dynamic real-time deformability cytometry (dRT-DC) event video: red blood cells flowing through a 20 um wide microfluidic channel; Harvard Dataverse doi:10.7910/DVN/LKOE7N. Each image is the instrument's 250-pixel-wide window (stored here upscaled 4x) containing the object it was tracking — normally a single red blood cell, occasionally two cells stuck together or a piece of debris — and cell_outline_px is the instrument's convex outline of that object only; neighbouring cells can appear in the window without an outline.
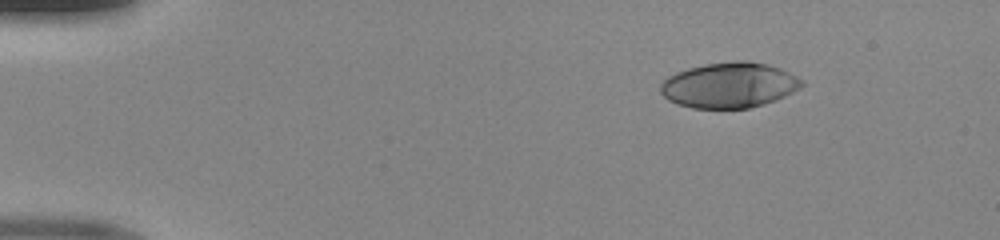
{"species": "human", "species_latin": "Homo sapiens", "temperature_condition": "room temperature", "stored_images_in_passage": 43, "camera_frame_rate_fps": 3000, "um_per_image_px": 0.085, "donor": {"sex": "male"}, "frame": {"image": 1, "passage_image": 1, "time_ms": 0.0, "image_size_px": [1000, 240], "cell_outline_px": [[804, 84], [800, 88], [784, 96], [764, 104], [748, 108], [692, 108], [676, 104], [668, 100], [660, 92], [660, 84], [668, 76], [676, 72], [688, 68], [704, 64], [736, 60], [748, 60], [768, 64], [780, 68], [804, 80]], "centroid_in_image_um": [61.97, 7.23], "position_along_channel_um": 23.0, "area_um2": 37.57}}
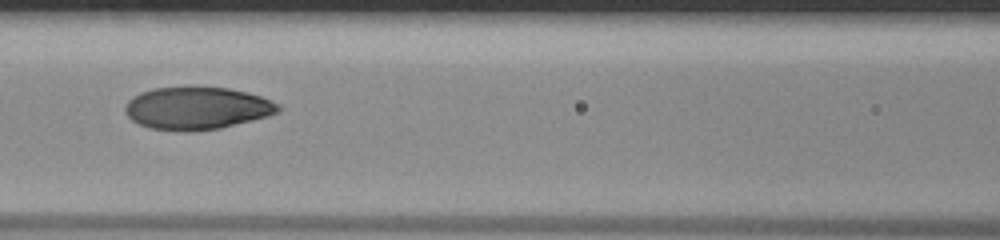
{"frame": {"image": 2, "passage_image": 17, "time_ms": 5.333, "image_size_px": [1000, 240], "cell_outline_px": [[280, 112], [268, 116], [220, 128], [188, 132], [176, 132], [148, 128], [132, 120], [124, 112], [124, 108], [128, 100], [132, 96], [140, 92], [152, 88], [228, 88], [248, 92], [260, 96], [280, 104]], "centroid_in_image_um": [16.72, 9.22], "position_along_channel_um": 149.9, "area_um2": 38.03}}
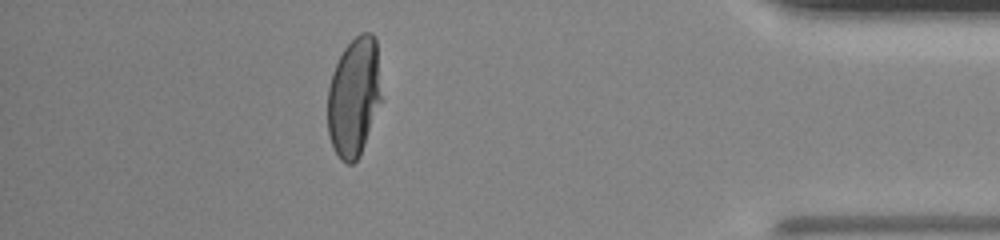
{"frame": {"image": 3, "passage_image": 38, "time_ms": 12.333, "image_size_px": [1000, 240], "cell_outline_px": [[384, 100], [360, 156], [352, 164], [348, 164], [340, 160], [328, 136], [328, 88], [332, 72], [344, 48], [360, 32], [372, 32], [376, 36]], "centroid_in_image_um": [30.15, 8.23], "position_along_channel_um": 405.1, "area_um2": 38.55}}